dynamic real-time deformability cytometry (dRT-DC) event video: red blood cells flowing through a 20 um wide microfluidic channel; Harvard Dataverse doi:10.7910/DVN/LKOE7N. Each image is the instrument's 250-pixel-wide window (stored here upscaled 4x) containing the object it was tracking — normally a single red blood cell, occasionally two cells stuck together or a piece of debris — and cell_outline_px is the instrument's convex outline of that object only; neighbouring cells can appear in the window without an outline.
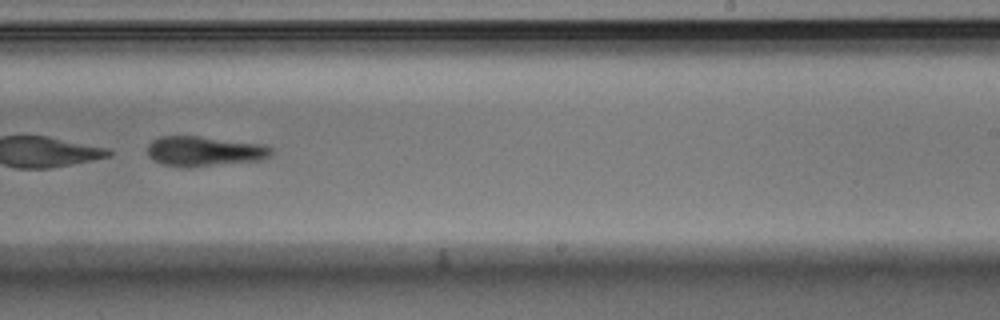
{"species": "Egyptian fruit bat (a non-hibernating species)", "species_latin": "Rousettus aegyptiacus", "temperature_condition": "warm", "stored_images_in_passage": 44, "camera_frame_rate_fps": 3000, "um_per_image_px": 0.085, "animal": {"sex": "male"}, "frame": {"image": 1, "passage_image": 26, "time_ms": 8.333, "image_size_px": [1000, 320], "cell_outline_px": [[276, 152], [272, 156], [264, 160], [184, 168], [164, 164], [152, 160], [148, 156], [148, 144], [152, 140], [160, 136], [200, 136], [264, 144], [272, 148]], "centroid_in_image_um": [17.42, 12.86], "position_along_channel_um": 271.6, "area_um2": 22.08}, "authors_computed_cell_mechanics": {"area_um2": 25.1719, "velocity_mm_per_s": 3.8602, "shape_relaxation_time_tau1_ms": 2.2107, "shape_relaxation_time_tau2_ms": 5.7421, "deformation_change_tau1": 0.2921, "deformation_change_tau2": 0.1851}}